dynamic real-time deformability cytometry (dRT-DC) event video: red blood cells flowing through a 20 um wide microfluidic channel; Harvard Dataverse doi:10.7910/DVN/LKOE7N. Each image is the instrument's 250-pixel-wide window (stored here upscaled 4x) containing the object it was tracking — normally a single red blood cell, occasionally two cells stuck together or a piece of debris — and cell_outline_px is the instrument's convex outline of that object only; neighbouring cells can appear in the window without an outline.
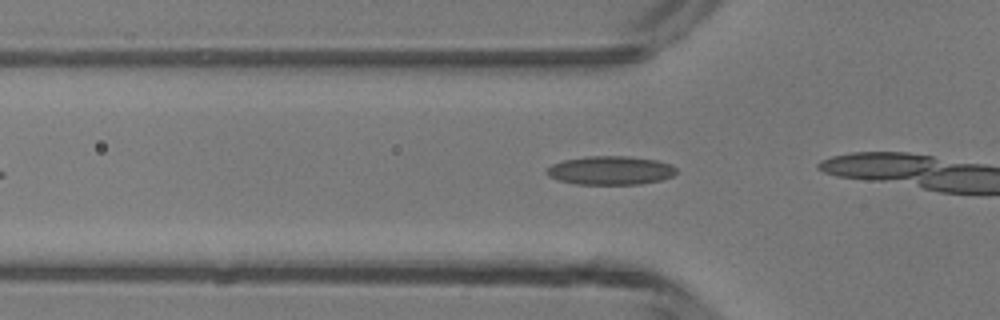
{"species": "common noctule bat (a hibernating species)", "species_latin": "Nyctalus noctula", "temperature_condition": "room temperature", "stored_images_in_passage": 7, "camera_frame_rate_fps": 3000, "um_per_image_px": 0.085, "animal": {"sex": "male", "body_mass_g": 13.3}, "frame": {"image": 1, "passage_image": 2, "time_ms": 0.333, "image_size_px": [1000, 320], "cell_outline_px": [[676, 172], [672, 176], [660, 180], [640, 184], [572, 184], [548, 176], [544, 172], [552, 164], [564, 160], [588, 156], [628, 156], [656, 160], [668, 164], [676, 168]], "centroid_in_image_um": [51.85, 14.49], "position_along_channel_um": 73.9, "area_um2": 21.56}}
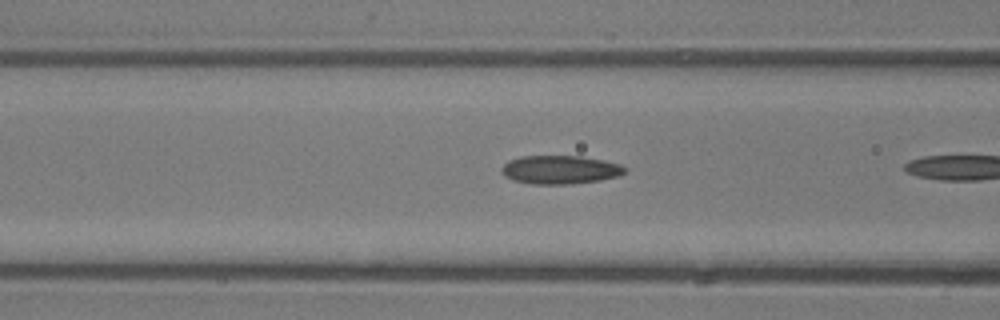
{"frame": {"image": 2, "passage_image": 5, "time_ms": 1.333, "image_size_px": [1000, 320], "cell_outline_px": [[628, 168], [620, 176], [600, 180], [572, 184], [532, 184], [512, 180], [504, 176], [500, 172], [500, 168], [508, 160], [520, 156], [580, 156], [604, 160], [620, 164]], "centroid_in_image_um": [47.59, 14.42], "position_along_channel_um": 119.0, "area_um2": 20.75}}